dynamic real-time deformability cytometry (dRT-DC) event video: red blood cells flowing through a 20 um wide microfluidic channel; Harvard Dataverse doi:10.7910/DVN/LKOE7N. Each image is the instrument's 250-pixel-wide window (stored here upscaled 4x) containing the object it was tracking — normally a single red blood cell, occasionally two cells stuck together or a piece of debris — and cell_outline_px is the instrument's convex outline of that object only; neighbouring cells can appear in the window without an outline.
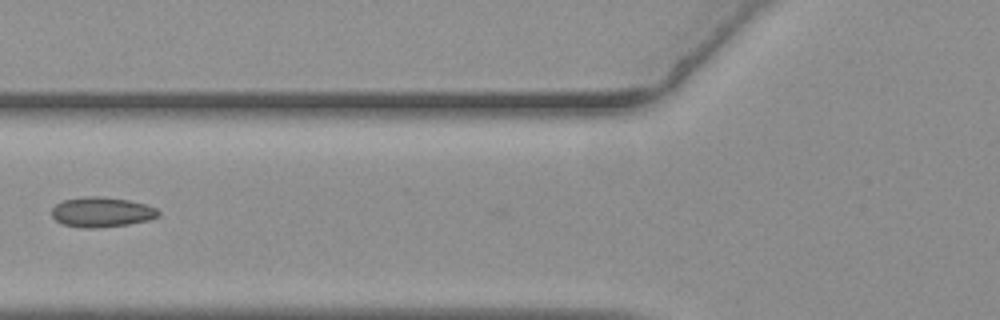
{"species": "common noctule bat (a hibernating species)", "species_latin": "Nyctalus noctula", "temperature_condition": "warm", "stored_images_in_passage": 29, "camera_frame_rate_fps": 3000, "um_per_image_px": 0.085, "animal": {"sex": "female", "body_mass_g": 19.3, "forearm_length_mm": 54.1}, "frame": {"image": 1, "passage_image": 4, "time_ms": 1.0, "image_size_px": [1000, 320], "cell_outline_px": [[160, 216], [148, 220], [128, 224], [96, 228], [80, 228], [64, 224], [56, 220], [52, 216], [52, 208], [56, 204], [64, 200], [88, 196], [100, 196], [128, 200], [144, 204], [156, 208], [160, 212]], "centroid_in_image_um": [8.65, 18.03], "position_along_channel_um": 117.2, "area_um2": 18.55}}
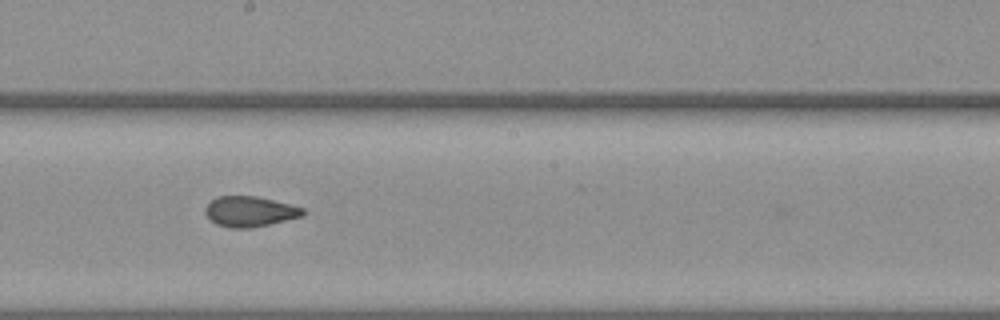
{"frame": {"image": 2, "passage_image": 13, "time_ms": 4.0, "image_size_px": [1000, 320], "cell_outline_px": [[304, 216], [268, 224], [248, 228], [228, 228], [216, 224], [204, 212], [204, 208], [216, 196], [256, 196], [304, 208]], "centroid_in_image_um": [21.21, 17.98], "position_along_channel_um": 227.0, "area_um2": 17.11}}
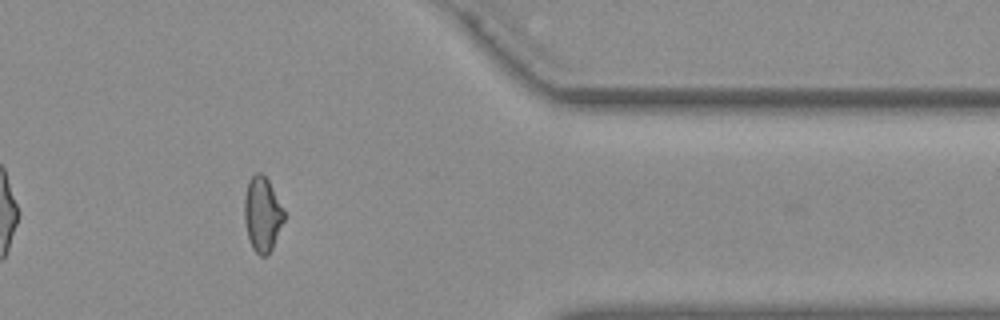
{"frame": {"image": 3, "passage_image": 28, "time_ms": 9.0, "image_size_px": [1000, 320], "cell_outline_px": [[284, 220], [272, 248], [268, 256], [260, 256], [252, 248], [248, 240], [244, 220], [244, 196], [248, 180], [256, 172], [260, 172], [268, 180], [284, 208]], "centroid_in_image_um": [22.28, 18.21], "position_along_channel_um": 389.1, "area_um2": 17.46}}